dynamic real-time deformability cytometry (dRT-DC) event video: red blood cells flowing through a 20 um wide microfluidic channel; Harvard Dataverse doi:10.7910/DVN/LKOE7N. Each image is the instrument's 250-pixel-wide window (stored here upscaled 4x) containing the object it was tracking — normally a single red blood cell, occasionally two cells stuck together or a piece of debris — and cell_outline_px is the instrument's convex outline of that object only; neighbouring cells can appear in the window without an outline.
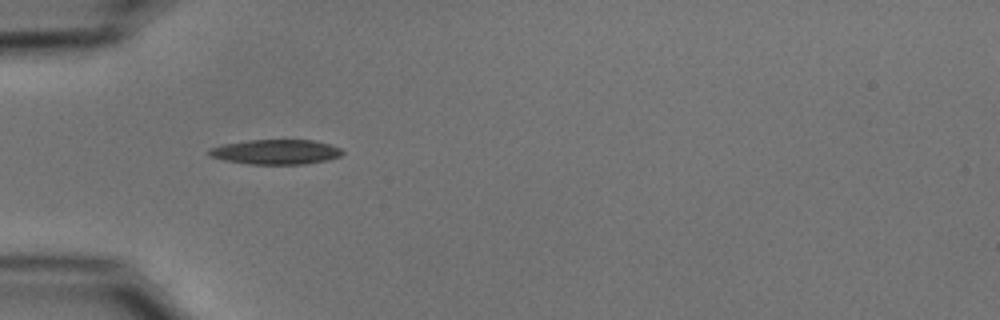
{"species": "common noctule bat (a hibernating species)", "species_latin": "Nyctalus noctula", "temperature_condition": "cold", "stored_images_in_passage": 31, "camera_frame_rate_fps": 3000, "um_per_image_px": 0.085, "animal": {"sex": "male", "body_mass_g": 15.6}, "frame": {"image": 1, "passage_image": 1, "time_ms": 0.0, "image_size_px": [1000, 320], "cell_outline_px": [[344, 152], [340, 156], [328, 160], [304, 164], [248, 164], [224, 160], [208, 156], [208, 148], [224, 144], [252, 140], [312, 140], [328, 144], [340, 148]], "centroid_in_image_um": [23.42, 12.92], "position_along_channel_um": 61.6, "area_um2": 19.25}}
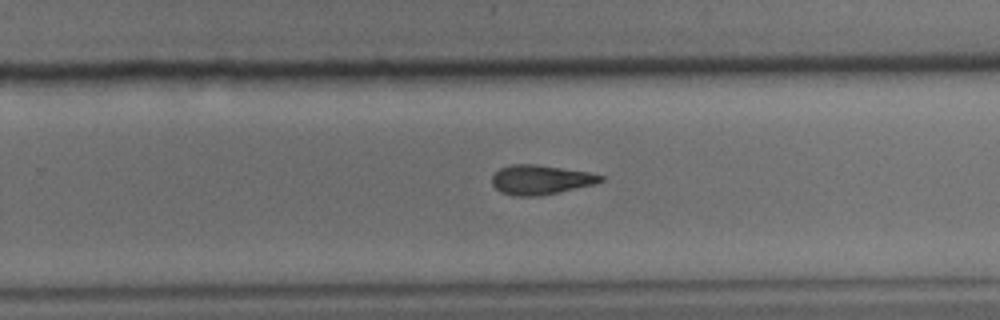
{"frame": {"image": 2, "passage_image": 19, "time_ms": 6.0, "image_size_px": [1000, 320], "cell_outline_px": [[604, 180], [592, 184], [540, 196], [512, 196], [500, 192], [492, 184], [492, 176], [500, 168], [512, 164], [536, 164], [588, 172], [604, 176]], "centroid_in_image_um": [45.9, 15.28], "position_along_channel_um": 283.9, "area_um2": 18.5}}
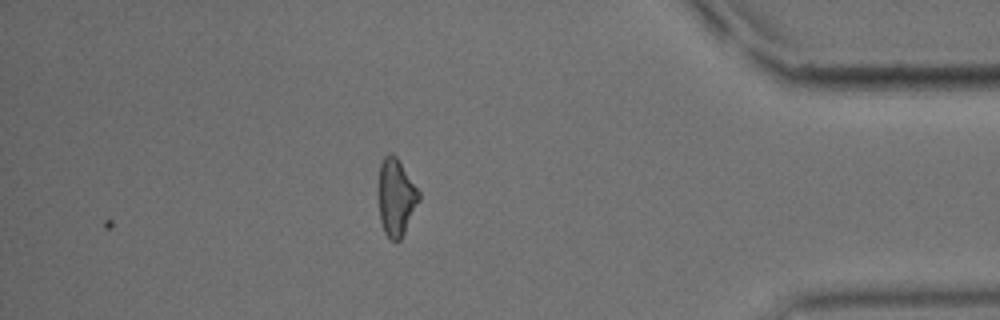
{"frame": {"image": 3, "passage_image": 31, "time_ms": 10.0, "image_size_px": [1000, 320], "cell_outline_px": [[420, 200], [400, 240], [396, 244], [384, 232], [380, 220], [376, 192], [380, 164], [384, 156], [388, 152], [392, 152], [396, 156], [420, 192]], "centroid_in_image_um": [33.62, 16.75], "position_along_channel_um": 401.6, "area_um2": 18.67}, "authors_computed_cell_mechanics": {"area_um2": 18.6694, "velocity_mm_per_s": 3.7505, "shape_relaxation_time_tau1_ms": 7.4102, "shape_relaxation_time_tau2_ms": 6.7357, "deformation_change_tau1": 0.1771, "deformation_change_tau2": 0.2015}}